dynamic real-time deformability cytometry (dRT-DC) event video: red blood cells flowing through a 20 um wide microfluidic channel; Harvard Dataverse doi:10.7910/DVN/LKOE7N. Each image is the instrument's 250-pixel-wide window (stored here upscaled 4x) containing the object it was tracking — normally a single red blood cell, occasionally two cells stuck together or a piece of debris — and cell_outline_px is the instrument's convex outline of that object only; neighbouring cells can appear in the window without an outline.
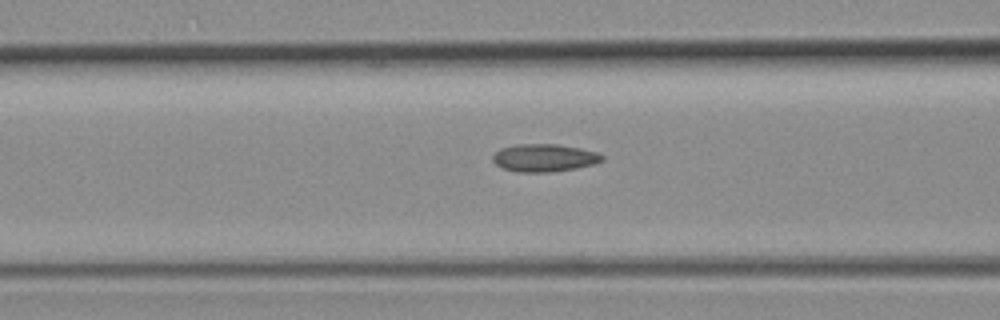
{"species": "common noctule bat (a hibernating species)", "species_latin": "Nyctalus noctula", "temperature_condition": "room temperature", "stored_images_in_passage": 49, "camera_frame_rate_fps": 3000, "um_per_image_px": 0.085, "animal": {"sex": "female", "body_mass_g": 19.3, "forearm_length_mm": 54.1}, "frame": {"image": 1, "passage_image": 20, "time_ms": 6.333, "image_size_px": [1000, 320], "cell_outline_px": [[604, 160], [592, 164], [576, 168], [552, 172], [516, 172], [500, 168], [492, 160], [492, 156], [500, 148], [516, 144], [556, 144], [580, 148], [596, 152], [604, 156]], "centroid_in_image_um": [46.22, 13.42], "position_along_channel_um": 120.4, "area_um2": 17.74}}
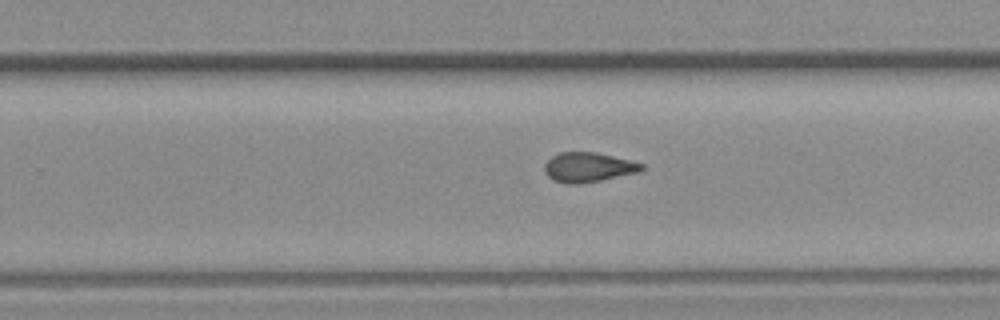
{"frame": {"image": 2, "passage_image": 32, "time_ms": 10.333, "image_size_px": [1000, 320], "cell_outline_px": [[644, 168], [640, 172], [600, 180], [576, 184], [568, 184], [556, 180], [548, 176], [544, 172], [544, 164], [552, 156], [560, 152], [596, 152], [644, 164]], "centroid_in_image_um": [49.99, 14.21], "position_along_channel_um": 279.8, "area_um2": 16.59}}
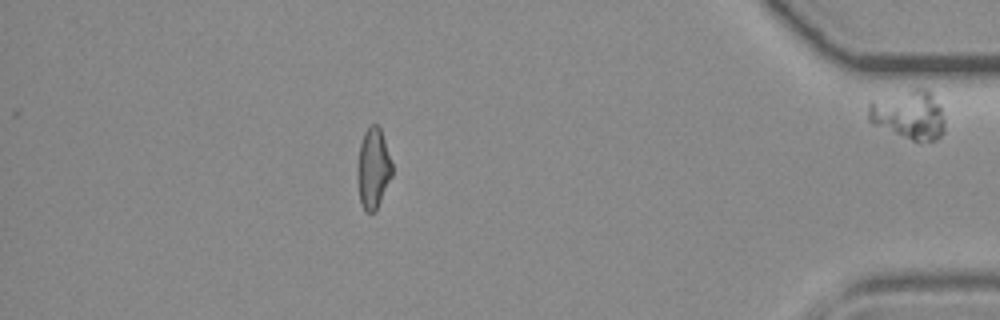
{"frame": {"image": 3, "passage_image": 45, "time_ms": 14.667, "image_size_px": [1000, 320], "cell_outline_px": [[392, 176], [376, 212], [364, 212], [360, 204], [356, 172], [360, 144], [364, 132], [372, 124], [376, 124], [380, 128], [392, 164]], "centroid_in_image_um": [31.7, 14.37], "position_along_channel_um": 403.5, "area_um2": 16.42}, "authors_computed_cell_mechanics": {"area_um2": 17.1088, "velocity_mm_per_s": 3.9936, "shape_relaxation_time_tau1_ms": null, "shape_relaxation_time_tau2_ms": 1.7626, "deformation_change_tau1": null, "deformation_change_tau2": 0.0932}}